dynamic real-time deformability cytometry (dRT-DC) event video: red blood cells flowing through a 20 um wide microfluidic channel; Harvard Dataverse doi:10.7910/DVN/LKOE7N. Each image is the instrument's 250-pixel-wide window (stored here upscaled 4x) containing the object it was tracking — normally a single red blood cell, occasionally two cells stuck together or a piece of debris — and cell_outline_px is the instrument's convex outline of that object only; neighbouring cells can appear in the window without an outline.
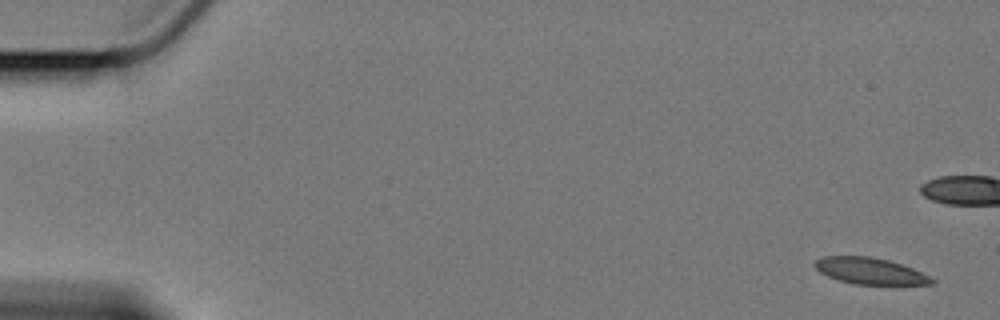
{"species": "Egyptian fruit bat (a non-hibernating species)", "species_latin": "Rousettus aegyptiacus", "temperature_condition": "cold", "stored_images_in_passage": 11, "camera_frame_rate_fps": 3000, "um_per_image_px": 0.085, "animal": {"sex": "female"}, "frame": {"image": 1, "passage_image": 1, "time_ms": 0.0, "image_size_px": [1000, 320], "cell_outline_px": [[936, 280], [932, 284], [852, 284], [828, 276], [820, 272], [812, 264], [816, 260], [824, 256], [872, 256], [888, 260], [912, 268]], "centroid_in_image_um": [73.92, 23.02], "position_along_channel_um": 11.1, "area_um2": 17.8}}